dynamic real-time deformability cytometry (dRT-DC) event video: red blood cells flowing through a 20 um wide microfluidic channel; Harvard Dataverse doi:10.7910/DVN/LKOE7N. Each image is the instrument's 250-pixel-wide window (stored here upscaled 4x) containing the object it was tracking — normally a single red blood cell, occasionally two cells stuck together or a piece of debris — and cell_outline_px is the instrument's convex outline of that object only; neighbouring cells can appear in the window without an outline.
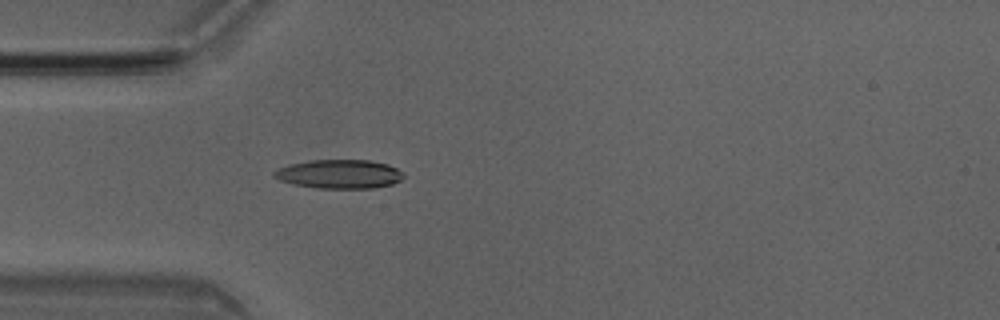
{"species": "Egyptian fruit bat (a non-hibernating species)", "species_latin": "Rousettus aegyptiacus", "temperature_condition": "room temperature", "stored_images_in_passage": 2, "camera_frame_rate_fps": 3000, "um_per_image_px": 0.085, "animal": {"sex": "male"}, "frame": {"image": 1, "passage_image": 2, "time_ms": 0.333, "image_size_px": [1000, 320], "cell_outline_px": [[404, 176], [400, 180], [392, 184], [372, 188], [316, 188], [292, 184], [280, 180], [272, 176], [272, 172], [288, 164], [308, 160], [368, 160], [388, 164], [396, 168]], "centroid_in_image_um": [28.8, 14.79], "position_along_channel_um": 56.2, "area_um2": 21.79}}